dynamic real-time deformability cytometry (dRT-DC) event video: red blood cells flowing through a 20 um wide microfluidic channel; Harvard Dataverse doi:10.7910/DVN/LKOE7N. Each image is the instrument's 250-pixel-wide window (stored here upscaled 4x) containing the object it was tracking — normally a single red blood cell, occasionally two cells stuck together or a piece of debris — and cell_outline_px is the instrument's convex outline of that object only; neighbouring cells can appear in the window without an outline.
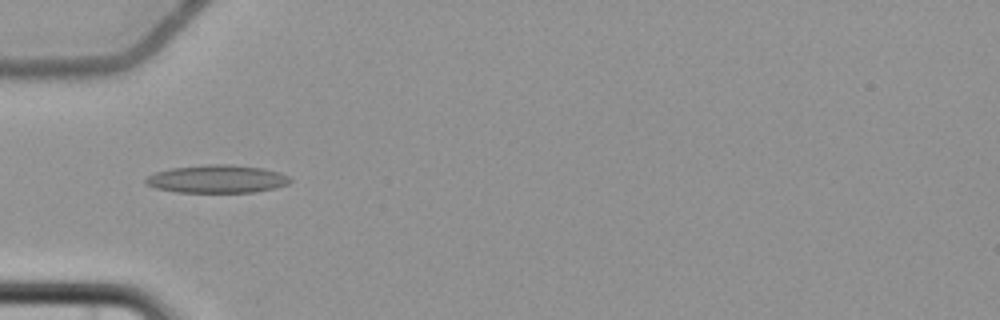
{"species": "common noctule bat (a hibernating species)", "species_latin": "Nyctalus noctula", "temperature_condition": "cold", "stored_images_in_passage": 3, "camera_frame_rate_fps": 3000, "um_per_image_px": 0.085, "animal": {"sex": "female", "body_mass_g": 22.7, "forearm_length_mm": 54.2}, "frame": {"image": 1, "passage_image": 2, "time_ms": 2.0, "image_size_px": [1000, 320], "cell_outline_px": [[292, 180], [288, 184], [276, 188], [252, 192], [176, 192], [156, 188], [144, 184], [144, 180], [148, 176], [156, 172], [172, 168], [208, 164], [228, 164], [264, 168], [280, 172], [288, 176]], "centroid_in_image_um": [18.46, 15.21], "position_along_channel_um": 66.5, "area_um2": 23.58}}
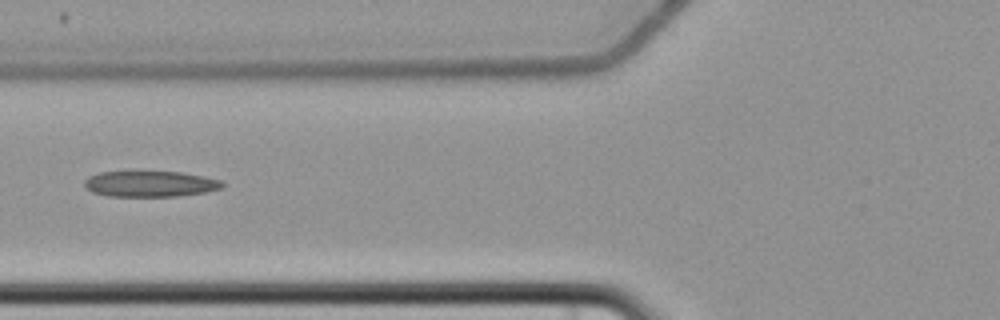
{"frame": {"image": 2, "passage_image": 3, "time_ms": 3.333, "image_size_px": [1000, 320], "cell_outline_px": [[224, 188], [204, 192], [180, 196], [108, 196], [92, 192], [84, 184], [84, 180], [88, 176], [100, 172], [184, 172], [224, 180]], "centroid_in_image_um": [12.82, 15.63], "position_along_channel_um": 113.0, "area_um2": 20.87}}